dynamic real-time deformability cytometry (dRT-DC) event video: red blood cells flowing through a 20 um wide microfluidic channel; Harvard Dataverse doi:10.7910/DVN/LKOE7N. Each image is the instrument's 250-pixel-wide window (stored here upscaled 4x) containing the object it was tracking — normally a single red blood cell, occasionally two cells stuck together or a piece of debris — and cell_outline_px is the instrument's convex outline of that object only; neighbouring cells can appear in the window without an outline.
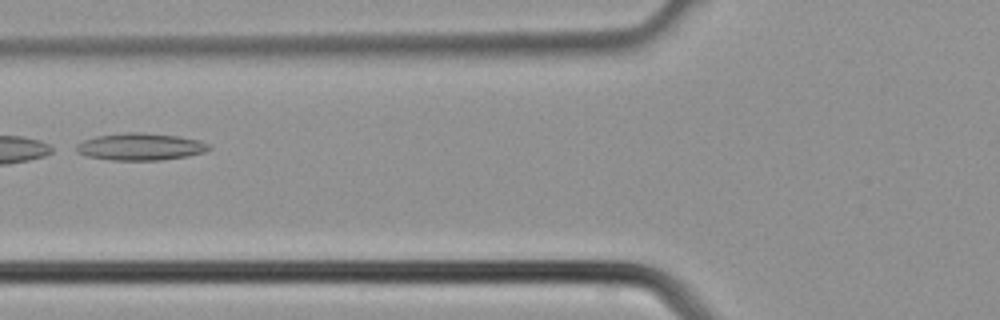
{"species": "common noctule bat (a hibernating species)", "species_latin": "Nyctalus noctula", "temperature_condition": "cold", "stored_images_in_passage": 3, "camera_frame_rate_fps": 3000, "um_per_image_px": 0.085, "animal": {"sex": "male", "body_mass_g": 21.5, "forearm_length_mm": 52.0}, "frame": {"image": 1, "passage_image": 3, "time_ms": 0.667, "image_size_px": [1000, 320], "cell_outline_px": [[212, 148], [204, 152], [188, 156], [160, 160], [112, 160], [88, 156], [76, 152], [76, 144], [84, 140], [96, 136], [124, 132], [140, 132], [180, 136], [200, 140], [208, 144]], "centroid_in_image_um": [11.95, 12.46], "position_along_channel_um": 113.9, "area_um2": 21.04}}